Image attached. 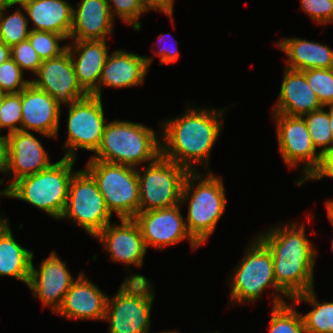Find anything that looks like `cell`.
I'll list each match as a JSON object with an SVG mask.
<instances>
[{"label":"cell","mask_w":333,"mask_h":333,"mask_svg":"<svg viewBox=\"0 0 333 333\" xmlns=\"http://www.w3.org/2000/svg\"><path fill=\"white\" fill-rule=\"evenodd\" d=\"M304 225H279L257 237L272 253L276 284L289 300L314 288L317 254L306 237Z\"/></svg>","instance_id":"1"},{"label":"cell","mask_w":333,"mask_h":333,"mask_svg":"<svg viewBox=\"0 0 333 333\" xmlns=\"http://www.w3.org/2000/svg\"><path fill=\"white\" fill-rule=\"evenodd\" d=\"M188 109L181 117L163 123L161 155L189 172L196 171L192 163L202 162L208 169L210 151L222 128L223 110Z\"/></svg>","instance_id":"2"},{"label":"cell","mask_w":333,"mask_h":333,"mask_svg":"<svg viewBox=\"0 0 333 333\" xmlns=\"http://www.w3.org/2000/svg\"><path fill=\"white\" fill-rule=\"evenodd\" d=\"M160 155L161 143L152 129L139 123L114 120L105 125L101 143L90 160L136 168L137 164L151 163Z\"/></svg>","instance_id":"3"},{"label":"cell","mask_w":333,"mask_h":333,"mask_svg":"<svg viewBox=\"0 0 333 333\" xmlns=\"http://www.w3.org/2000/svg\"><path fill=\"white\" fill-rule=\"evenodd\" d=\"M75 160L63 157L42 171L19 178L5 190L4 196L26 201L50 216L61 219L74 175L72 167Z\"/></svg>","instance_id":"4"},{"label":"cell","mask_w":333,"mask_h":333,"mask_svg":"<svg viewBox=\"0 0 333 333\" xmlns=\"http://www.w3.org/2000/svg\"><path fill=\"white\" fill-rule=\"evenodd\" d=\"M199 175L197 171L187 174L180 202L185 203L189 198L186 227L191 237L201 245L214 232L227 201L221 177H215L209 171L206 177ZM195 181L199 183L194 189ZM190 193L192 196L189 197Z\"/></svg>","instance_id":"5"},{"label":"cell","mask_w":333,"mask_h":333,"mask_svg":"<svg viewBox=\"0 0 333 333\" xmlns=\"http://www.w3.org/2000/svg\"><path fill=\"white\" fill-rule=\"evenodd\" d=\"M150 284L143 275H126L117 294L107 300L104 320L110 322L109 333H149L155 297Z\"/></svg>","instance_id":"6"},{"label":"cell","mask_w":333,"mask_h":333,"mask_svg":"<svg viewBox=\"0 0 333 333\" xmlns=\"http://www.w3.org/2000/svg\"><path fill=\"white\" fill-rule=\"evenodd\" d=\"M243 257L230 277L231 301L255 302L266 288L271 287L279 293L274 295L272 307L286 303L280 294L284 298L287 295L275 281L272 253L269 249L256 237Z\"/></svg>","instance_id":"7"},{"label":"cell","mask_w":333,"mask_h":333,"mask_svg":"<svg viewBox=\"0 0 333 333\" xmlns=\"http://www.w3.org/2000/svg\"><path fill=\"white\" fill-rule=\"evenodd\" d=\"M86 170L97 182L109 212L134 218L139 212L140 190L137 169L131 166L89 160Z\"/></svg>","instance_id":"8"},{"label":"cell","mask_w":333,"mask_h":333,"mask_svg":"<svg viewBox=\"0 0 333 333\" xmlns=\"http://www.w3.org/2000/svg\"><path fill=\"white\" fill-rule=\"evenodd\" d=\"M188 173L187 169L162 155L148 163L143 174L137 169L140 190L139 212L181 204L183 184Z\"/></svg>","instance_id":"9"},{"label":"cell","mask_w":333,"mask_h":333,"mask_svg":"<svg viewBox=\"0 0 333 333\" xmlns=\"http://www.w3.org/2000/svg\"><path fill=\"white\" fill-rule=\"evenodd\" d=\"M111 216L92 175L86 169L74 173L61 218H72L90 236L95 237L110 223Z\"/></svg>","instance_id":"10"},{"label":"cell","mask_w":333,"mask_h":333,"mask_svg":"<svg viewBox=\"0 0 333 333\" xmlns=\"http://www.w3.org/2000/svg\"><path fill=\"white\" fill-rule=\"evenodd\" d=\"M68 137L63 157L75 159L77 149L96 152L102 139L105 116L101 97L87 95L68 106Z\"/></svg>","instance_id":"11"},{"label":"cell","mask_w":333,"mask_h":333,"mask_svg":"<svg viewBox=\"0 0 333 333\" xmlns=\"http://www.w3.org/2000/svg\"><path fill=\"white\" fill-rule=\"evenodd\" d=\"M276 120L277 140L279 151L287 166H299L304 163V177L296 181L301 185L317 168L321 153L316 152L306 121L303 116H290L286 114H272Z\"/></svg>","instance_id":"12"},{"label":"cell","mask_w":333,"mask_h":333,"mask_svg":"<svg viewBox=\"0 0 333 333\" xmlns=\"http://www.w3.org/2000/svg\"><path fill=\"white\" fill-rule=\"evenodd\" d=\"M180 206L138 212L133 218L140 228L146 249L153 246L161 250L163 246L174 245L186 238L192 249L200 246L189 234Z\"/></svg>","instance_id":"13"},{"label":"cell","mask_w":333,"mask_h":333,"mask_svg":"<svg viewBox=\"0 0 333 333\" xmlns=\"http://www.w3.org/2000/svg\"><path fill=\"white\" fill-rule=\"evenodd\" d=\"M35 76L38 79L30 82L46 91L60 106L61 103L71 105L88 95L77 81L68 50L56 58L43 60Z\"/></svg>","instance_id":"14"},{"label":"cell","mask_w":333,"mask_h":333,"mask_svg":"<svg viewBox=\"0 0 333 333\" xmlns=\"http://www.w3.org/2000/svg\"><path fill=\"white\" fill-rule=\"evenodd\" d=\"M74 281L66 264L54 251L41 262L39 269H36L31 262L27 286L43 305H49L53 312H57Z\"/></svg>","instance_id":"15"},{"label":"cell","mask_w":333,"mask_h":333,"mask_svg":"<svg viewBox=\"0 0 333 333\" xmlns=\"http://www.w3.org/2000/svg\"><path fill=\"white\" fill-rule=\"evenodd\" d=\"M121 224H107L96 236L110 254L112 261L141 267L146 247L140 228L133 218L120 219Z\"/></svg>","instance_id":"16"},{"label":"cell","mask_w":333,"mask_h":333,"mask_svg":"<svg viewBox=\"0 0 333 333\" xmlns=\"http://www.w3.org/2000/svg\"><path fill=\"white\" fill-rule=\"evenodd\" d=\"M21 130H34L43 136L56 137L59 130L61 106L46 91L31 82L21 91Z\"/></svg>","instance_id":"17"},{"label":"cell","mask_w":333,"mask_h":333,"mask_svg":"<svg viewBox=\"0 0 333 333\" xmlns=\"http://www.w3.org/2000/svg\"><path fill=\"white\" fill-rule=\"evenodd\" d=\"M9 163L7 173H13V182L48 168L52 163L41 142L30 132L18 130L8 134Z\"/></svg>","instance_id":"18"},{"label":"cell","mask_w":333,"mask_h":333,"mask_svg":"<svg viewBox=\"0 0 333 333\" xmlns=\"http://www.w3.org/2000/svg\"><path fill=\"white\" fill-rule=\"evenodd\" d=\"M108 296L84 274L77 276L56 314L67 319H105Z\"/></svg>","instance_id":"19"},{"label":"cell","mask_w":333,"mask_h":333,"mask_svg":"<svg viewBox=\"0 0 333 333\" xmlns=\"http://www.w3.org/2000/svg\"><path fill=\"white\" fill-rule=\"evenodd\" d=\"M67 45L72 59L77 81L88 95L98 96V84L102 69L109 55L107 40H73ZM79 53L77 59L76 53ZM75 55V56H73Z\"/></svg>","instance_id":"20"},{"label":"cell","mask_w":333,"mask_h":333,"mask_svg":"<svg viewBox=\"0 0 333 333\" xmlns=\"http://www.w3.org/2000/svg\"><path fill=\"white\" fill-rule=\"evenodd\" d=\"M153 58L117 50L108 55L98 84V97L103 85L124 88L138 86L145 80Z\"/></svg>","instance_id":"21"},{"label":"cell","mask_w":333,"mask_h":333,"mask_svg":"<svg viewBox=\"0 0 333 333\" xmlns=\"http://www.w3.org/2000/svg\"><path fill=\"white\" fill-rule=\"evenodd\" d=\"M272 114L303 116L324 106L310 88L302 71L285 68L278 102Z\"/></svg>","instance_id":"22"},{"label":"cell","mask_w":333,"mask_h":333,"mask_svg":"<svg viewBox=\"0 0 333 333\" xmlns=\"http://www.w3.org/2000/svg\"><path fill=\"white\" fill-rule=\"evenodd\" d=\"M73 9L70 38L73 40H106L112 33L113 17L107 0H81Z\"/></svg>","instance_id":"23"},{"label":"cell","mask_w":333,"mask_h":333,"mask_svg":"<svg viewBox=\"0 0 333 333\" xmlns=\"http://www.w3.org/2000/svg\"><path fill=\"white\" fill-rule=\"evenodd\" d=\"M24 10L35 25L30 30L49 31L70 38L73 23V9L64 0H33Z\"/></svg>","instance_id":"24"},{"label":"cell","mask_w":333,"mask_h":333,"mask_svg":"<svg viewBox=\"0 0 333 333\" xmlns=\"http://www.w3.org/2000/svg\"><path fill=\"white\" fill-rule=\"evenodd\" d=\"M287 56L286 68L298 71L332 69V48L300 38H286L276 44Z\"/></svg>","instance_id":"25"},{"label":"cell","mask_w":333,"mask_h":333,"mask_svg":"<svg viewBox=\"0 0 333 333\" xmlns=\"http://www.w3.org/2000/svg\"><path fill=\"white\" fill-rule=\"evenodd\" d=\"M8 223L0 218V276H13L28 285L34 253L15 241Z\"/></svg>","instance_id":"26"},{"label":"cell","mask_w":333,"mask_h":333,"mask_svg":"<svg viewBox=\"0 0 333 333\" xmlns=\"http://www.w3.org/2000/svg\"><path fill=\"white\" fill-rule=\"evenodd\" d=\"M290 301L295 305L297 302L304 301L314 307L307 314L302 315L306 333H333V302H319L314 289L294 296Z\"/></svg>","instance_id":"27"},{"label":"cell","mask_w":333,"mask_h":333,"mask_svg":"<svg viewBox=\"0 0 333 333\" xmlns=\"http://www.w3.org/2000/svg\"><path fill=\"white\" fill-rule=\"evenodd\" d=\"M8 8L10 7L3 5L0 9V40L12 47L27 40L30 29L28 30V17L20 9L6 17L3 11Z\"/></svg>","instance_id":"28"},{"label":"cell","mask_w":333,"mask_h":333,"mask_svg":"<svg viewBox=\"0 0 333 333\" xmlns=\"http://www.w3.org/2000/svg\"><path fill=\"white\" fill-rule=\"evenodd\" d=\"M286 303L273 307L269 333H306L302 314Z\"/></svg>","instance_id":"29"},{"label":"cell","mask_w":333,"mask_h":333,"mask_svg":"<svg viewBox=\"0 0 333 333\" xmlns=\"http://www.w3.org/2000/svg\"><path fill=\"white\" fill-rule=\"evenodd\" d=\"M312 142L315 148L324 147L319 152L333 146V135L330 129L329 111H325L324 107L320 110L313 111L303 115Z\"/></svg>","instance_id":"30"},{"label":"cell","mask_w":333,"mask_h":333,"mask_svg":"<svg viewBox=\"0 0 333 333\" xmlns=\"http://www.w3.org/2000/svg\"><path fill=\"white\" fill-rule=\"evenodd\" d=\"M41 60L52 59L60 56L67 50V45L60 46V40H65L63 35L49 32L30 30L27 38Z\"/></svg>","instance_id":"31"},{"label":"cell","mask_w":333,"mask_h":333,"mask_svg":"<svg viewBox=\"0 0 333 333\" xmlns=\"http://www.w3.org/2000/svg\"><path fill=\"white\" fill-rule=\"evenodd\" d=\"M323 106L333 105V68L302 71Z\"/></svg>","instance_id":"32"},{"label":"cell","mask_w":333,"mask_h":333,"mask_svg":"<svg viewBox=\"0 0 333 333\" xmlns=\"http://www.w3.org/2000/svg\"><path fill=\"white\" fill-rule=\"evenodd\" d=\"M22 105L21 91L19 93L6 94L0 108V130L9 129L8 134L21 130ZM17 123H20L17 126Z\"/></svg>","instance_id":"33"},{"label":"cell","mask_w":333,"mask_h":333,"mask_svg":"<svg viewBox=\"0 0 333 333\" xmlns=\"http://www.w3.org/2000/svg\"><path fill=\"white\" fill-rule=\"evenodd\" d=\"M22 75V69L12 58L0 64V91L6 94L22 91L30 83Z\"/></svg>","instance_id":"34"},{"label":"cell","mask_w":333,"mask_h":333,"mask_svg":"<svg viewBox=\"0 0 333 333\" xmlns=\"http://www.w3.org/2000/svg\"><path fill=\"white\" fill-rule=\"evenodd\" d=\"M107 3L113 19H115L114 16L117 14L127 24H132L135 30L140 29L141 23L138 20L141 14L146 12L142 0H107ZM112 6L115 10L114 13Z\"/></svg>","instance_id":"35"},{"label":"cell","mask_w":333,"mask_h":333,"mask_svg":"<svg viewBox=\"0 0 333 333\" xmlns=\"http://www.w3.org/2000/svg\"><path fill=\"white\" fill-rule=\"evenodd\" d=\"M11 58L22 69L37 73L42 64L41 58L27 39L11 47Z\"/></svg>","instance_id":"36"},{"label":"cell","mask_w":333,"mask_h":333,"mask_svg":"<svg viewBox=\"0 0 333 333\" xmlns=\"http://www.w3.org/2000/svg\"><path fill=\"white\" fill-rule=\"evenodd\" d=\"M303 11L319 24L333 22V2L331 0H300Z\"/></svg>","instance_id":"37"},{"label":"cell","mask_w":333,"mask_h":333,"mask_svg":"<svg viewBox=\"0 0 333 333\" xmlns=\"http://www.w3.org/2000/svg\"><path fill=\"white\" fill-rule=\"evenodd\" d=\"M323 177L333 178V146L321 152L317 168L305 180H320Z\"/></svg>","instance_id":"38"},{"label":"cell","mask_w":333,"mask_h":333,"mask_svg":"<svg viewBox=\"0 0 333 333\" xmlns=\"http://www.w3.org/2000/svg\"><path fill=\"white\" fill-rule=\"evenodd\" d=\"M145 11L151 9L164 12L166 15L170 16L172 22L174 23L173 18V4L174 0H142Z\"/></svg>","instance_id":"39"},{"label":"cell","mask_w":333,"mask_h":333,"mask_svg":"<svg viewBox=\"0 0 333 333\" xmlns=\"http://www.w3.org/2000/svg\"><path fill=\"white\" fill-rule=\"evenodd\" d=\"M166 35L167 34H164V35L160 34L158 40L162 42V40L165 39L164 37ZM176 48L177 47H175L173 45H172V47L166 46V47H162V49L159 50L158 53H157V51L154 52L155 54H157L160 57V61H161L160 65L170 64V63L178 60L180 55H179V52L177 51L178 49H176Z\"/></svg>","instance_id":"40"},{"label":"cell","mask_w":333,"mask_h":333,"mask_svg":"<svg viewBox=\"0 0 333 333\" xmlns=\"http://www.w3.org/2000/svg\"><path fill=\"white\" fill-rule=\"evenodd\" d=\"M9 163V139L8 134L0 136V172H6Z\"/></svg>","instance_id":"41"},{"label":"cell","mask_w":333,"mask_h":333,"mask_svg":"<svg viewBox=\"0 0 333 333\" xmlns=\"http://www.w3.org/2000/svg\"><path fill=\"white\" fill-rule=\"evenodd\" d=\"M11 58V47L0 40V64Z\"/></svg>","instance_id":"42"},{"label":"cell","mask_w":333,"mask_h":333,"mask_svg":"<svg viewBox=\"0 0 333 333\" xmlns=\"http://www.w3.org/2000/svg\"><path fill=\"white\" fill-rule=\"evenodd\" d=\"M31 1H33V0H5V5L12 7V6L18 4L23 9V7L27 4H29Z\"/></svg>","instance_id":"43"},{"label":"cell","mask_w":333,"mask_h":333,"mask_svg":"<svg viewBox=\"0 0 333 333\" xmlns=\"http://www.w3.org/2000/svg\"><path fill=\"white\" fill-rule=\"evenodd\" d=\"M327 211H328V217L329 220L333 226V200H330L326 203Z\"/></svg>","instance_id":"44"},{"label":"cell","mask_w":333,"mask_h":333,"mask_svg":"<svg viewBox=\"0 0 333 333\" xmlns=\"http://www.w3.org/2000/svg\"><path fill=\"white\" fill-rule=\"evenodd\" d=\"M324 107H329L330 129L333 135V105H328Z\"/></svg>","instance_id":"45"},{"label":"cell","mask_w":333,"mask_h":333,"mask_svg":"<svg viewBox=\"0 0 333 333\" xmlns=\"http://www.w3.org/2000/svg\"><path fill=\"white\" fill-rule=\"evenodd\" d=\"M5 95H6V93H3V92L0 91V108H1V106L3 104Z\"/></svg>","instance_id":"46"},{"label":"cell","mask_w":333,"mask_h":333,"mask_svg":"<svg viewBox=\"0 0 333 333\" xmlns=\"http://www.w3.org/2000/svg\"><path fill=\"white\" fill-rule=\"evenodd\" d=\"M159 333H178L176 331H168V332H159Z\"/></svg>","instance_id":"47"},{"label":"cell","mask_w":333,"mask_h":333,"mask_svg":"<svg viewBox=\"0 0 333 333\" xmlns=\"http://www.w3.org/2000/svg\"><path fill=\"white\" fill-rule=\"evenodd\" d=\"M0 3H1L2 5H5V0H0Z\"/></svg>","instance_id":"48"},{"label":"cell","mask_w":333,"mask_h":333,"mask_svg":"<svg viewBox=\"0 0 333 333\" xmlns=\"http://www.w3.org/2000/svg\"><path fill=\"white\" fill-rule=\"evenodd\" d=\"M1 195H5V190L0 192Z\"/></svg>","instance_id":"49"}]
</instances>
